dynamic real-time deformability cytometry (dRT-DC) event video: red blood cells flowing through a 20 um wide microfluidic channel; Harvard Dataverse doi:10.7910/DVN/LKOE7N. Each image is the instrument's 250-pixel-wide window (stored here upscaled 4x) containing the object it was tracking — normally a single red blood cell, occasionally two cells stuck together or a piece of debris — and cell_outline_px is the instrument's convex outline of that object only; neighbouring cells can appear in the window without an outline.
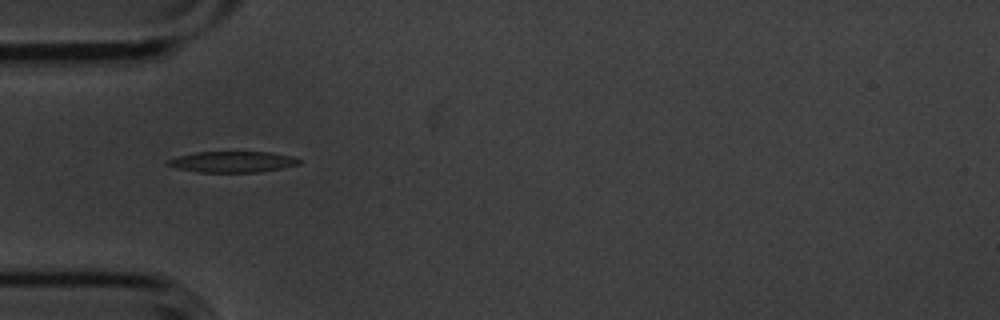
{"species": "common noctule bat (a hibernating species)", "species_latin": "Nyctalus noctula", "temperature_condition": "cold", "stored_images_in_passage": 3, "camera_frame_rate_fps": 3000, "um_per_image_px": 0.085, "animal": {"sex": "male", "body_mass_g": 20.1, "forearm_length_mm": 53.5}, "frame": {"image": 1, "passage_image": 1, "time_ms": 0.0, "image_size_px": [1000, 320], "cell_outline_px": [[300, 164], [260, 172], [200, 172], [176, 168], [164, 164], [164, 160], [176, 156], [196, 152], [272, 152], [292, 156], [300, 160]], "centroid_in_image_um": [19.69, 13.75], "position_along_channel_um": 65.3, "area_um2": 16.18}}
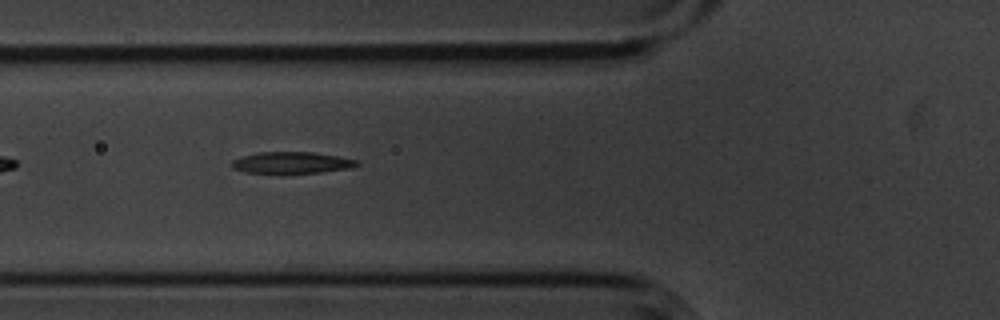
{"frame": {"image": 2, "passage_image": 2, "time_ms": 0.333, "image_size_px": [1000, 320], "cell_outline_px": [[360, 164], [352, 168], [320, 172], [280, 176], [244, 172], [232, 168], [228, 164], [232, 160], [244, 156], [260, 152], [312, 152], [336, 156], [356, 160]], "centroid_in_image_um": [24.71, 13.88], "position_along_channel_um": 101.1, "area_um2": 16.47}}
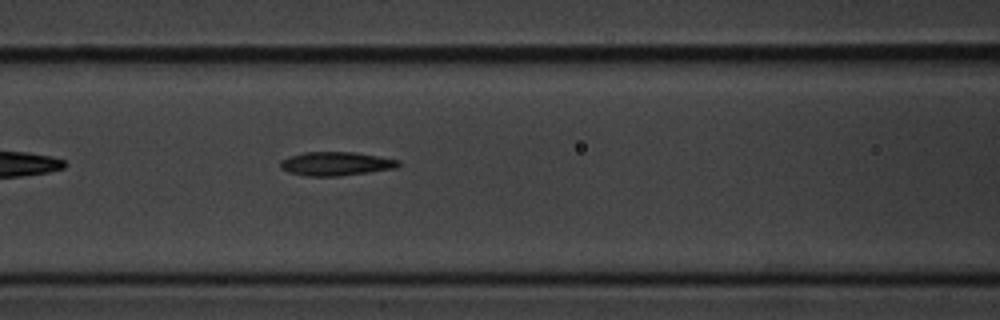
{"frame": {"image": 3, "passage_image": 3, "time_ms": 0.667, "image_size_px": [1000, 320], "cell_outline_px": [[400, 164], [396, 168], [340, 176], [308, 176], [288, 172], [280, 168], [280, 160], [288, 156], [304, 152], [356, 152], [400, 160]], "centroid_in_image_um": [28.53, 13.91], "position_along_channel_um": 138.1, "area_um2": 16.42}}